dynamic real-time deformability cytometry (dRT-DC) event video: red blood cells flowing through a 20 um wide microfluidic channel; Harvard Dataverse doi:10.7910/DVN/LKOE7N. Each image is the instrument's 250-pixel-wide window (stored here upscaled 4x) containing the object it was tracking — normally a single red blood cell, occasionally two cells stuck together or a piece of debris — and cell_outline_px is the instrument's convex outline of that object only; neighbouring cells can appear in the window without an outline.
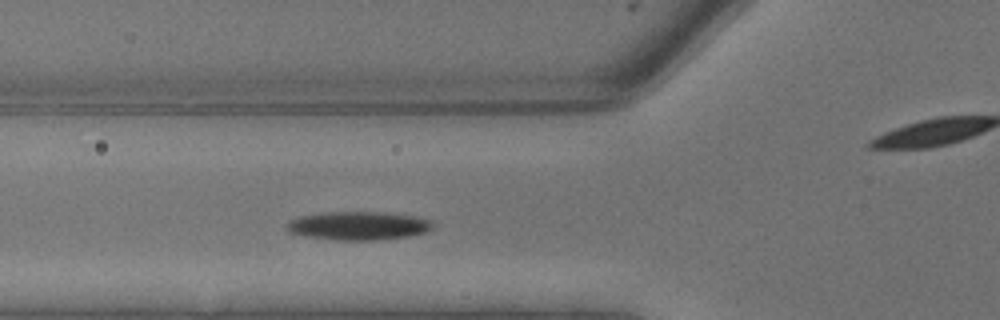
{"species": "common noctule bat (a hibernating species)", "species_latin": "Nyctalus noctula", "temperature_condition": "warm", "stored_images_in_passage": 8, "camera_frame_rate_fps": 3000, "um_per_image_px": 0.085, "animal": {"sex": "male", "body_mass_g": 13.3}, "frame": {"image": 1, "passage_image": 7, "time_ms": 2.0, "image_size_px": [1000, 320], "cell_outline_px": [[432, 228], [428, 232], [408, 236], [376, 240], [336, 240], [304, 236], [292, 232], [288, 228], [288, 224], [292, 220], [300, 216], [324, 212], [384, 212], [412, 216], [428, 220], [432, 224]], "centroid_in_image_um": [30.48, 19.19], "position_along_channel_um": 95.3, "area_um2": 23.87}}